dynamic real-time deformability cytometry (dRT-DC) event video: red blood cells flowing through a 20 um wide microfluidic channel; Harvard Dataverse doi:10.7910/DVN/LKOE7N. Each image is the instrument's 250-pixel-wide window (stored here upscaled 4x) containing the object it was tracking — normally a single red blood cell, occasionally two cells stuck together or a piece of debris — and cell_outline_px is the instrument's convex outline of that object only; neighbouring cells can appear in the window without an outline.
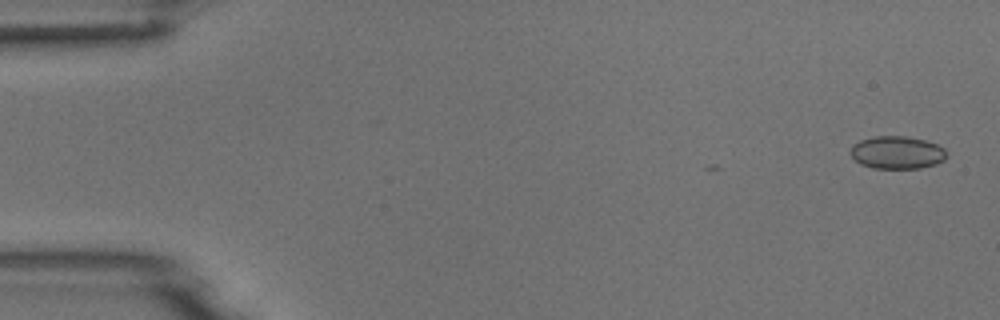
{"species": "common noctule bat (a hibernating species)", "species_latin": "Nyctalus noctula", "temperature_condition": "room temperature", "stored_images_in_passage": 4, "camera_frame_rate_fps": 3000, "um_per_image_px": 0.085, "animal": {"sex": "male", "body_mass_g": 18.8}, "frame": {"image": 1, "passage_image": 1, "time_ms": 0.0, "image_size_px": [1000, 320], "cell_outline_px": [[948, 156], [944, 160], [936, 164], [920, 168], [872, 168], [860, 164], [848, 152], [852, 144], [860, 140], [876, 136], [908, 136], [924, 140], [936, 144], [944, 148], [948, 152]], "centroid_in_image_um": [76.25, 12.96], "position_along_channel_um": 8.8, "area_um2": 18.55}}
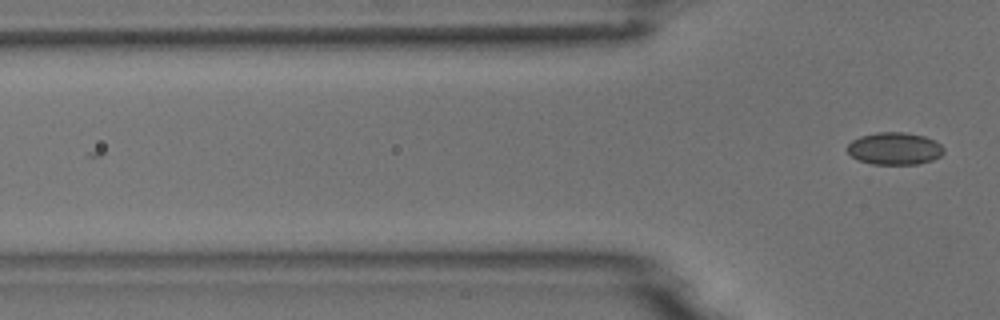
{"frame": {"image": 2, "passage_image": 4, "time_ms": 1.0, "image_size_px": [1000, 320], "cell_outline_px": [[944, 152], [940, 156], [932, 160], [916, 164], [872, 164], [860, 160], [852, 156], [844, 148], [852, 140], [860, 136], [876, 132], [904, 132], [924, 136], [940, 144], [944, 148]], "centroid_in_image_um": [76.01, 12.62], "position_along_channel_um": 49.8, "area_um2": 18.15}}